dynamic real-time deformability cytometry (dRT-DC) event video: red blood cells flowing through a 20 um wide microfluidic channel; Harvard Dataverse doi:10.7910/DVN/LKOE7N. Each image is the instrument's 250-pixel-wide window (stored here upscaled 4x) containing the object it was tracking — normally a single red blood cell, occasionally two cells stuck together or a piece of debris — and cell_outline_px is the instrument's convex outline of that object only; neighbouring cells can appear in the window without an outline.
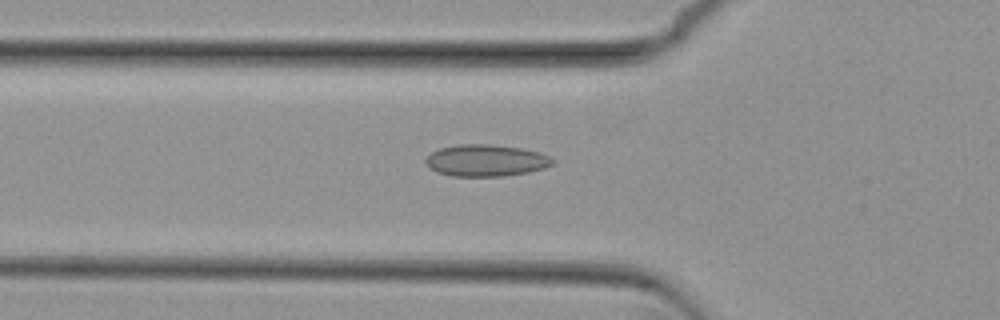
{"species": "common noctule bat (a hibernating species)", "species_latin": "Nyctalus noctula", "temperature_condition": "cold", "stored_images_in_passage": 43, "camera_frame_rate_fps": 3000, "um_per_image_px": 0.085, "animal": {"sex": "female", "body_mass_g": 29.2, "forearm_length_mm": 56.3}, "frame": {"image": 1, "passage_image": 8, "time_ms": 2.333, "image_size_px": [1000, 320], "cell_outline_px": [[556, 160], [552, 164], [544, 168], [528, 172], [500, 176], [452, 176], [436, 172], [424, 160], [432, 152], [440, 148], [460, 144], [488, 144], [520, 148], [540, 152]], "centroid_in_image_um": [41.32, 13.64], "position_along_channel_um": 84.5, "area_um2": 23.29}}
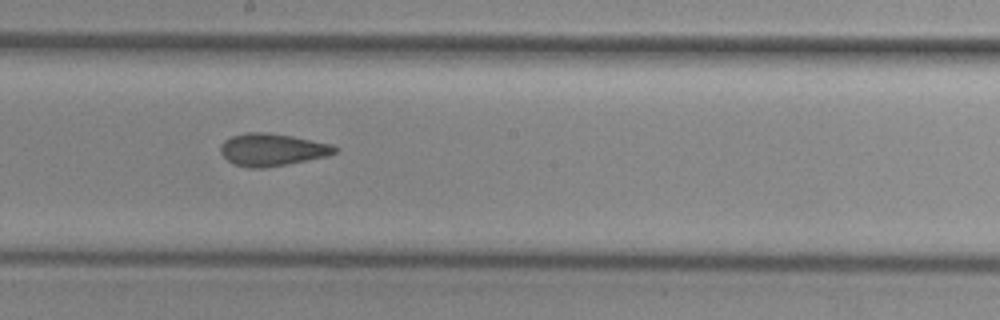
{"frame": {"image": 2, "passage_image": 19, "time_ms": 6.0, "image_size_px": [1000, 320], "cell_outline_px": [[340, 148], [336, 152], [328, 156], [288, 164], [264, 168], [248, 168], [236, 164], [228, 160], [220, 152], [220, 144], [224, 140], [232, 136], [248, 132], [264, 132], [292, 136], [332, 144]], "centroid_in_image_um": [23.15, 12.72], "position_along_channel_um": 225.1, "area_um2": 21.62}}
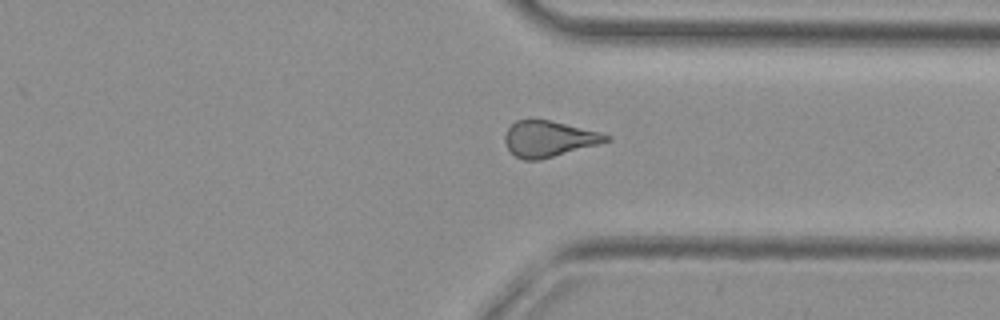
{"frame": {"image": 3, "passage_image": 30, "time_ms": 9.667, "image_size_px": [1000, 320], "cell_outline_px": [[612, 140], [540, 160], [524, 160], [516, 156], [508, 148], [504, 140], [504, 136], [508, 128], [516, 120], [548, 120], [600, 132], [612, 136]], "centroid_in_image_um": [46.65, 11.8], "position_along_channel_um": 364.7, "area_um2": 20.92}}